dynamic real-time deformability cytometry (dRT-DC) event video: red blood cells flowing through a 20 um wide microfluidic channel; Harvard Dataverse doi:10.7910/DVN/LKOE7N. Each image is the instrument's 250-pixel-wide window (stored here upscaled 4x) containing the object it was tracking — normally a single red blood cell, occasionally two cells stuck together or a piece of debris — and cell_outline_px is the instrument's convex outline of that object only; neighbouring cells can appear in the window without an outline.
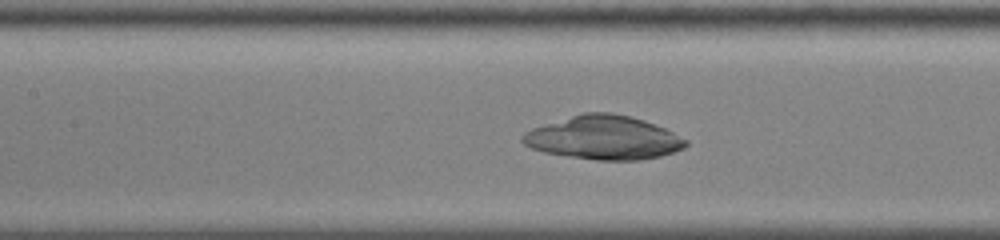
{"species": "common noctule bat (a hibernating species)", "species_latin": "Nyctalus noctula", "temperature_condition": "cold", "stored_images_in_passage": 49, "camera_frame_rate_fps": 3000, "um_per_image_px": 0.085, "animal": {"sex": "male", "body_mass_g": 13.0, "forearm_length_mm": 53.1}, "frame": {"image": 1, "passage_image": 19, "time_ms": 6.0, "image_size_px": [1000, 240], "cell_outline_px": [[688, 144], [672, 152], [656, 156], [632, 160], [604, 160], [548, 152], [532, 148], [524, 140], [524, 136], [528, 132], [536, 128], [588, 112], [604, 112], [628, 116], [664, 128], [684, 140]], "centroid_in_image_um": [51.36, 11.7], "position_along_channel_um": 156.0, "area_um2": 39.07}}
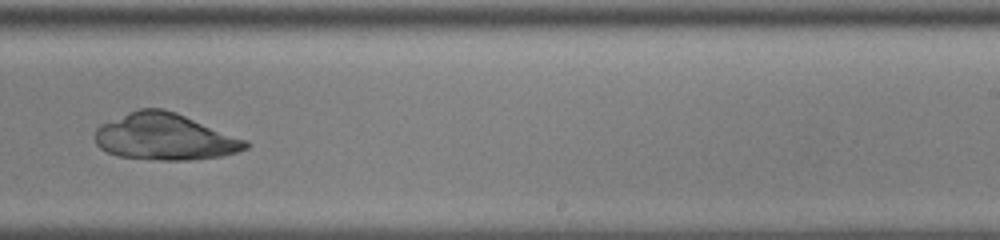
{"frame": {"image": 2, "passage_image": 29, "time_ms": 9.333, "image_size_px": [1000, 240], "cell_outline_px": [[248, 144], [244, 148], [232, 152], [216, 156], [176, 160], [168, 160], [120, 156], [108, 152], [100, 148], [96, 144], [96, 132], [104, 124], [140, 108], [160, 108], [184, 116], [244, 140]], "centroid_in_image_um": [13.94, 11.63], "position_along_channel_um": 275.1, "area_um2": 38.78}}
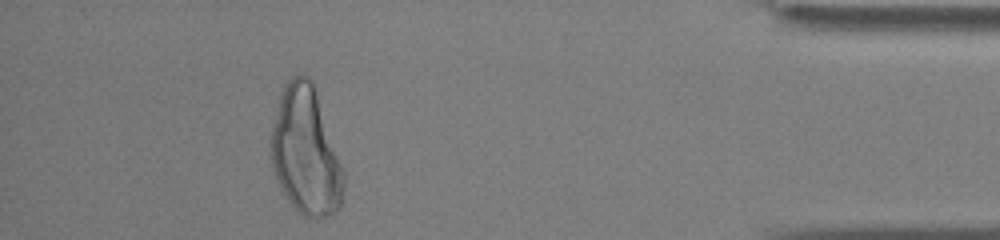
{"frame": {"image": 3, "passage_image": 44, "time_ms": 14.333, "image_size_px": [1000, 240], "cell_outline_px": [[344, 176], [340, 204], [332, 212], [304, 212], [288, 196], [276, 172], [272, 156], [272, 132], [280, 100], [288, 84], [296, 76], [300, 76], [308, 80], [312, 84]], "centroid_in_image_um": [25.99, 12.81], "position_along_channel_um": 409.2, "area_um2": 48.9}}